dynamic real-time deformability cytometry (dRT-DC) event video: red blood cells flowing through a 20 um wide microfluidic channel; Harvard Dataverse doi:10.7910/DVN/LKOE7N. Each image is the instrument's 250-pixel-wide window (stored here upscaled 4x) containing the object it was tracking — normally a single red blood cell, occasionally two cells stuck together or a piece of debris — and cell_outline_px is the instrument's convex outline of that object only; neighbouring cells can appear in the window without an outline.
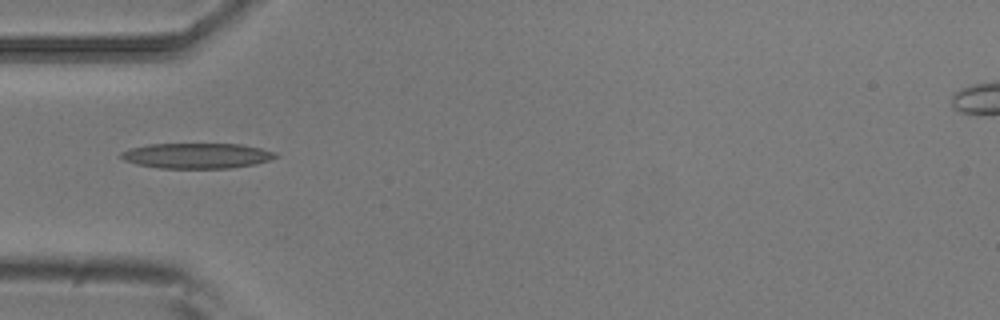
{"species": "common noctule bat (a hibernating species)", "species_latin": "Nyctalus noctula", "temperature_condition": "room temperature", "stored_images_in_passage": 9, "camera_frame_rate_fps": 3000, "um_per_image_px": 0.085, "animal": {"sex": "male", "body_mass_g": 20.5, "forearm_length_mm": 52.5}, "frame": {"image": 1, "passage_image": 3, "time_ms": 0.667, "image_size_px": [1000, 320], "cell_outline_px": [[280, 156], [256, 164], [232, 168], [160, 168], [136, 164], [124, 160], [120, 156], [120, 152], [132, 148], [148, 144], [240, 144], [260, 148], [276, 152]], "centroid_in_image_um": [16.75, 13.24], "position_along_channel_um": 68.3, "area_um2": 22.83}}
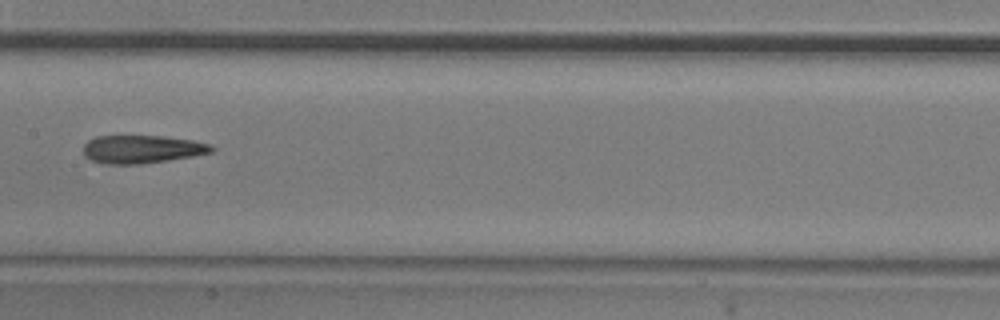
{"frame": {"image": 2, "passage_image": 6, "time_ms": 1.667, "image_size_px": [1000, 320], "cell_outline_px": [[216, 148], [212, 152], [192, 156], [168, 160], [140, 164], [104, 164], [92, 160], [84, 156], [84, 144], [88, 140], [96, 136], [164, 136], [192, 140], [212, 144]], "centroid_in_image_um": [12.08, 12.68], "position_along_channel_um": 195.3, "area_um2": 21.04}}
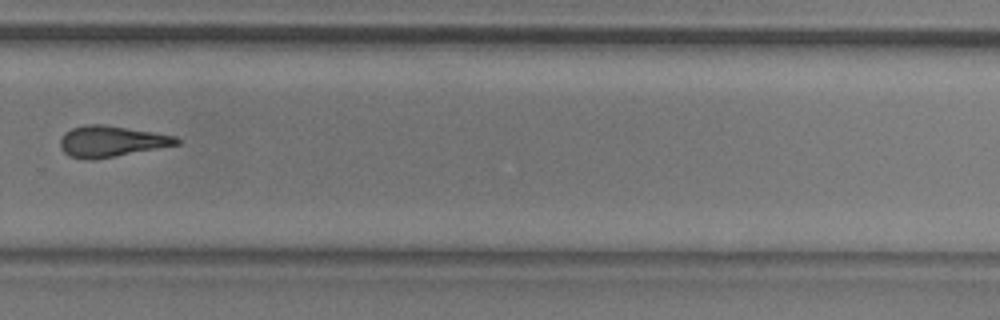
{"frame": {"image": 3, "passage_image": 9, "time_ms": 2.667, "image_size_px": [1000, 320], "cell_outline_px": [[180, 144], [92, 160], [84, 160], [68, 156], [60, 148], [60, 140], [64, 132], [72, 128], [84, 124], [104, 124], [156, 132], [176, 136], [180, 140]], "centroid_in_image_um": [9.43, 12.0], "position_along_channel_um": 320.4, "area_um2": 21.21}}